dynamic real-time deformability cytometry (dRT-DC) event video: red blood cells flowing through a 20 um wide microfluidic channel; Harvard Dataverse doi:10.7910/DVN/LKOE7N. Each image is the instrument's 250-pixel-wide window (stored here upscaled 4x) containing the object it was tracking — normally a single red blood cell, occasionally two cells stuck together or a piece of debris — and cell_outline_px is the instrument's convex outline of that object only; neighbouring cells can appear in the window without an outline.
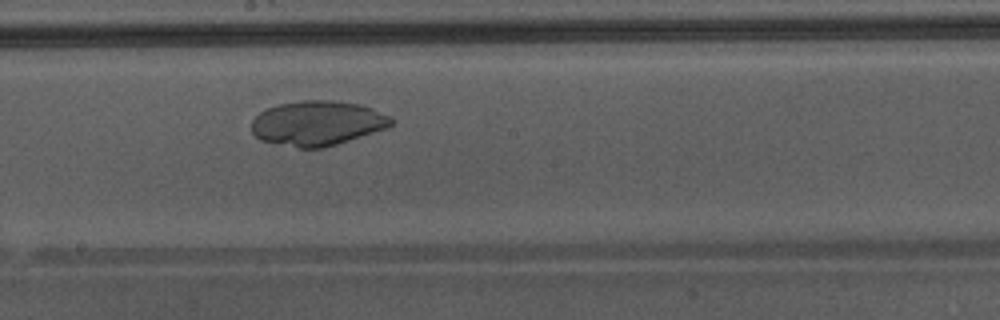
{"species": "Egyptian fruit bat (a non-hibernating species)", "species_latin": "Rousettus aegyptiacus", "temperature_condition": "warm", "stored_images_in_passage": 20, "camera_frame_rate_fps": 3000, "um_per_image_px": 0.085, "animal": {"sex": "male"}, "frame": {"image": 1, "passage_image": 12, "time_ms": 3.667, "image_size_px": [1000, 320], "cell_outline_px": [[392, 124], [388, 128], [324, 148], [300, 148], [260, 140], [252, 132], [252, 120], [260, 112], [268, 108], [280, 104], [300, 100], [332, 100], [360, 104], [392, 116]], "centroid_in_image_um": [26.99, 10.47], "position_along_channel_um": 221.2, "area_um2": 36.41}}
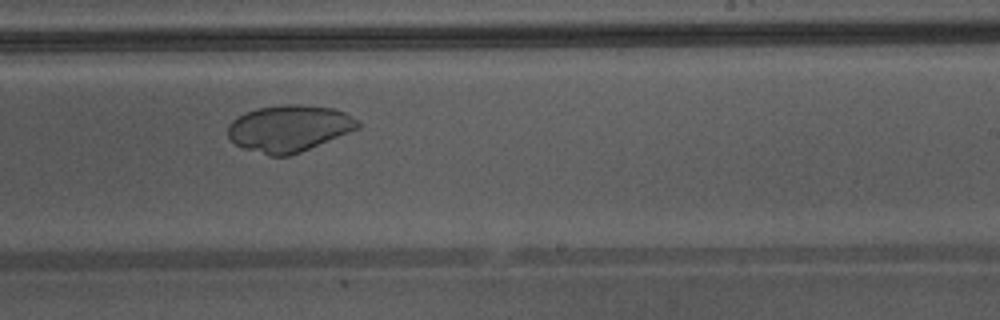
{"frame": {"image": 2, "passage_image": 15, "time_ms": 4.667, "image_size_px": [1000, 320], "cell_outline_px": [[360, 128], [300, 152], [288, 156], [268, 156], [244, 148], [236, 144], [228, 136], [228, 124], [232, 120], [244, 112], [256, 108], [284, 104], [300, 104], [332, 108], [344, 112], [360, 120]], "centroid_in_image_um": [24.57, 10.9], "position_along_channel_um": 264.4, "area_um2": 35.43}}